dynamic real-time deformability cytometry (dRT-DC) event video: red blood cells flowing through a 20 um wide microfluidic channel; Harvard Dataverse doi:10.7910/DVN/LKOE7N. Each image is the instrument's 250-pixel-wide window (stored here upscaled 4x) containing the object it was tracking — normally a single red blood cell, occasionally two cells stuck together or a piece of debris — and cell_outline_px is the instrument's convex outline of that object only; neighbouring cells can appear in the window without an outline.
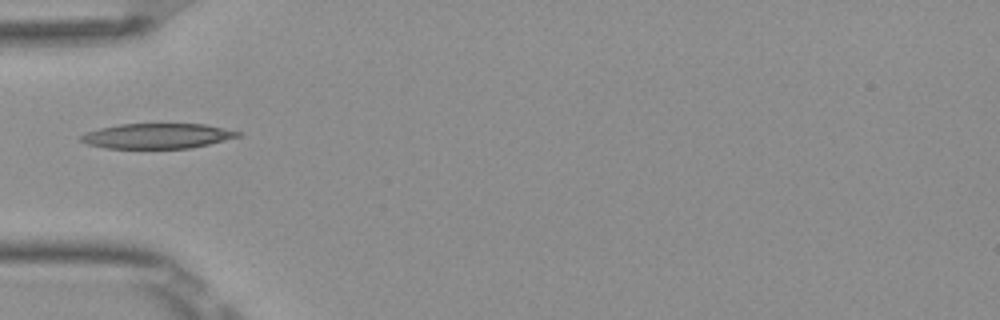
{"species": "Egyptian fruit bat (a non-hibernating species)", "species_latin": "Rousettus aegyptiacus", "temperature_condition": "room temperature", "stored_images_in_passage": 21, "camera_frame_rate_fps": 3000, "um_per_image_px": 0.085, "frame": {"image": 1, "passage_image": 1, "time_ms": 0.0, "image_size_px": [1000, 320], "cell_outline_px": [[240, 136], [192, 148], [104, 148], [88, 144], [80, 140], [80, 136], [84, 132], [100, 128], [120, 124], [204, 124], [240, 132]], "centroid_in_image_um": [13.32, 11.56], "position_along_channel_um": 71.7, "area_um2": 22.77}}
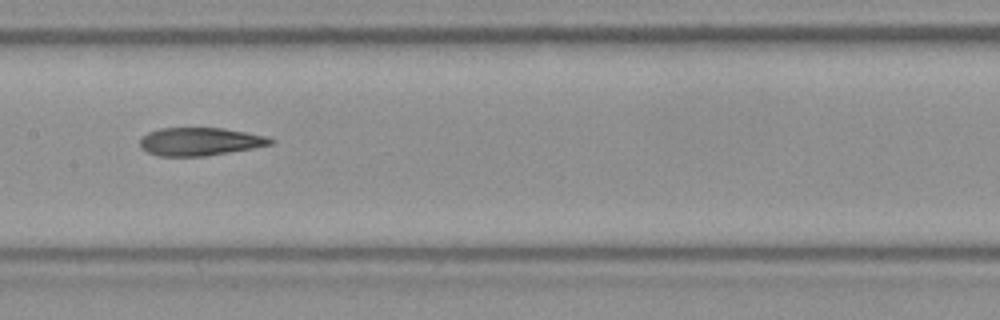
{"frame": {"image": 2, "passage_image": 10, "time_ms": 3.0, "image_size_px": [1000, 320], "cell_outline_px": [[276, 140], [272, 144], [252, 148], [204, 156], [156, 156], [140, 148], [140, 140], [148, 132], [160, 128], [224, 128], [264, 136]], "centroid_in_image_um": [16.96, 12.03], "position_along_channel_um": 190.4, "area_um2": 21.15}}
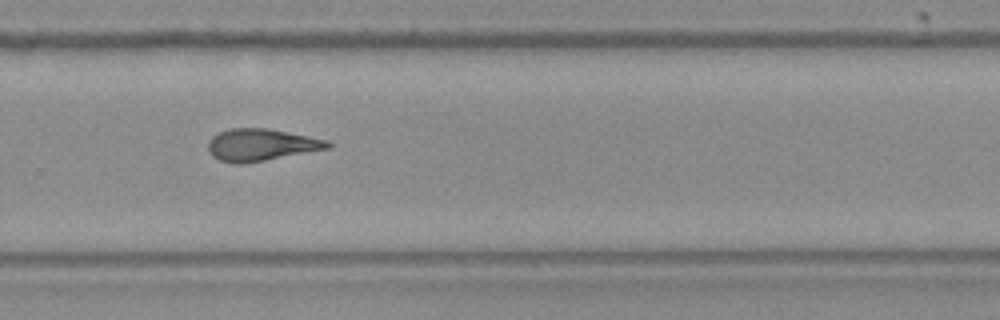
{"frame": {"image": 3, "passage_image": 19, "time_ms": 6.0, "image_size_px": [1000, 320], "cell_outline_px": [[332, 148], [264, 160], [240, 164], [232, 164], [220, 160], [212, 156], [208, 152], [208, 140], [212, 136], [220, 132], [232, 128], [268, 128], [328, 140], [332, 144]], "centroid_in_image_um": [22.19, 12.31], "position_along_channel_um": 307.6, "area_um2": 22.37}}